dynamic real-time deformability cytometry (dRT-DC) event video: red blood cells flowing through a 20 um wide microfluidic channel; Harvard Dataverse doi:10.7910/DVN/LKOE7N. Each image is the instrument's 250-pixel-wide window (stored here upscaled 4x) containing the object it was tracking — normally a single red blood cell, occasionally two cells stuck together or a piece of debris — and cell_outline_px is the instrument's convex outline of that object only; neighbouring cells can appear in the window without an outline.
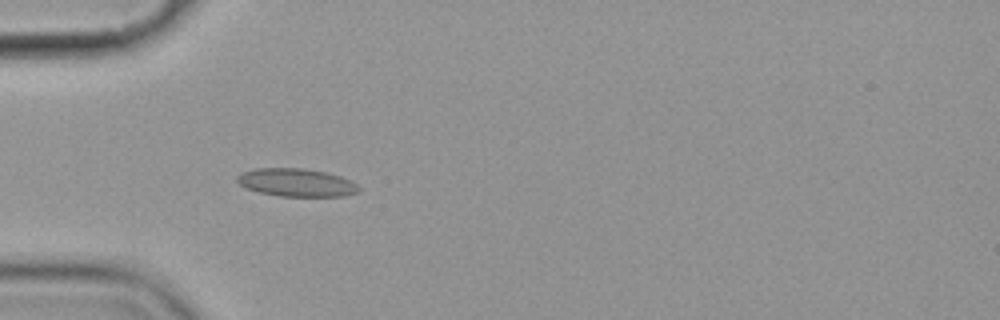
{"species": "common noctule bat (a hibernating species)", "species_latin": "Nyctalus noctula", "temperature_condition": "cold", "stored_images_in_passage": 5, "camera_frame_rate_fps": 3000, "um_per_image_px": 0.085, "animal": {"sex": "female", "body_mass_g": 19.9}, "frame": {"image": 1, "passage_image": 4, "time_ms": 4.333, "image_size_px": [1000, 320], "cell_outline_px": [[360, 192], [344, 196], [280, 196], [260, 192], [248, 188], [240, 184], [236, 180], [236, 176], [240, 172], [256, 168], [304, 168], [324, 172], [340, 176], [356, 184], [360, 188]], "centroid_in_image_um": [25.18, 15.51], "position_along_channel_um": 59.8, "area_um2": 19.77}}
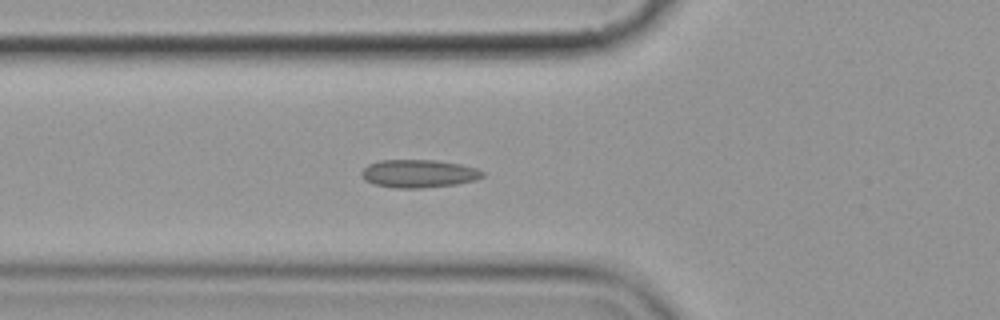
{"frame": {"image": 2, "passage_image": 5, "time_ms": 5.333, "image_size_px": [1000, 320], "cell_outline_px": [[484, 176], [476, 180], [456, 184], [424, 188], [396, 188], [376, 184], [364, 180], [360, 172], [368, 164], [380, 160], [436, 160], [460, 164], [476, 168], [484, 172]], "centroid_in_image_um": [35.59, 14.75], "position_along_channel_um": 90.2, "area_um2": 19.77}}